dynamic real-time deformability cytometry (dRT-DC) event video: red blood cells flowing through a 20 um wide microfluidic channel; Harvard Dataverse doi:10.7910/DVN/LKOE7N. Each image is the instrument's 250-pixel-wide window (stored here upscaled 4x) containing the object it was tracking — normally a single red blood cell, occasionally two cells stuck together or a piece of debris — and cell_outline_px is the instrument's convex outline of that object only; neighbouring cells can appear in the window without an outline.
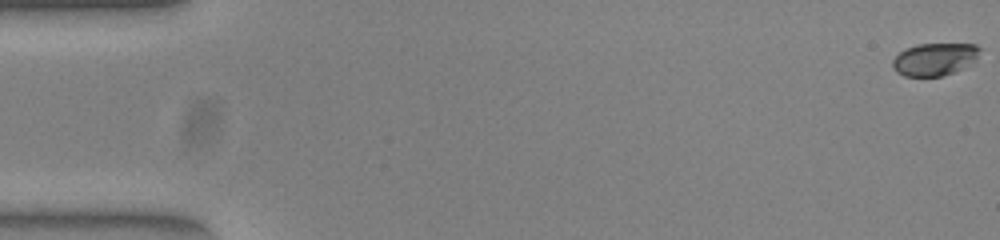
{"species": "common noctule bat (a hibernating species)", "species_latin": "Nyctalus noctula", "temperature_condition": "warm", "stored_images_in_passage": 53, "camera_frame_rate_fps": 3000, "um_per_image_px": 0.085, "animal": {"sex": "female", "body_mass_g": 23.0, "forearm_length_mm": 53.4}, "frame": {"image": 1, "passage_image": 1, "time_ms": 0.0, "image_size_px": [1000, 240], "cell_outline_px": [[984, 48], [976, 60], [952, 72], [940, 76], [904, 76], [896, 72], [892, 68], [892, 60], [900, 52], [916, 44], [976, 44]], "centroid_in_image_um": [79.46, 5.02], "position_along_channel_um": 5.5, "area_um2": 16.53}}
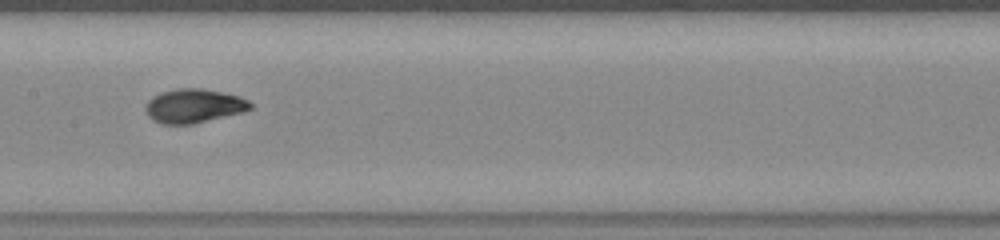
{"frame": {"image": 2, "passage_image": 27, "time_ms": 8.667, "image_size_px": [1000, 240], "cell_outline_px": [[252, 108], [240, 112], [192, 124], [164, 124], [152, 120], [148, 116], [144, 108], [148, 100], [152, 96], [160, 92], [176, 88], [200, 88], [240, 96], [248, 100], [252, 104]], "centroid_in_image_um": [16.42, 8.99], "position_along_channel_um": 191.0, "area_um2": 20.63}}
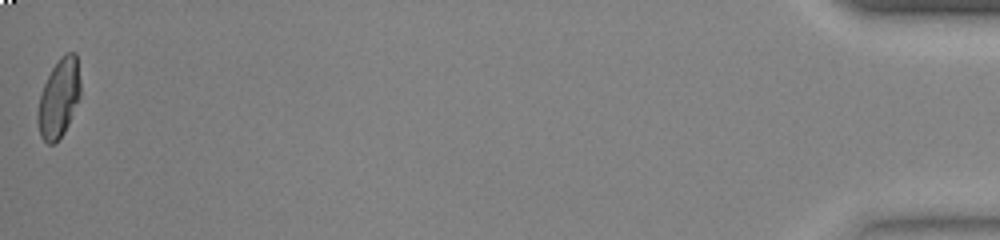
{"frame": {"image": 3, "passage_image": 53, "time_ms": 17.333, "image_size_px": [1000, 240], "cell_outline_px": [[80, 96], [68, 124], [64, 132], [52, 144], [48, 144], [40, 136], [36, 120], [36, 112], [40, 96], [44, 84], [52, 68], [60, 56], [64, 52], [76, 52], [80, 80]], "centroid_in_image_um": [4.99, 8.32], "position_along_channel_um": 430.2, "area_um2": 19.59}, "authors_computed_cell_mechanics": {"area_um2": 19.7098, "velocity_mm_per_s": 3.9342, "shape_relaxation_time_tau1_ms": 3.6745, "shape_relaxation_time_tau2_ms": 1.1432, "deformation_change_tau1": 0.1901, "deformation_change_tau2": 0.0453}}